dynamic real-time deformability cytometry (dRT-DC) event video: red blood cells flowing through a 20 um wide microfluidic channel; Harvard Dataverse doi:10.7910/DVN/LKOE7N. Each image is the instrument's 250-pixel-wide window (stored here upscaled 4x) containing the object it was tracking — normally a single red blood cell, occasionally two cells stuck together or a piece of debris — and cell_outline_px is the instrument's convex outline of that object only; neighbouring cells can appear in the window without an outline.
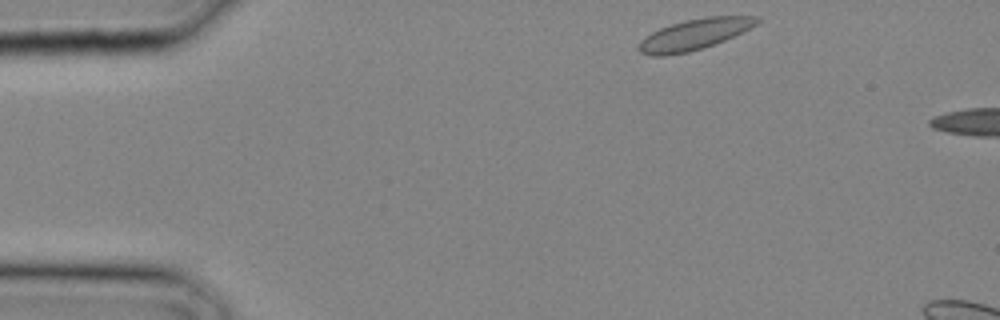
{"species": "common noctule bat (a hibernating species)", "species_latin": "Nyctalus noctula", "temperature_condition": "cold", "stored_images_in_passage": 4, "camera_frame_rate_fps": 3000, "um_per_image_px": 0.085, "animal": {"sex": "male", "body_mass_g": 20.4}, "frame": {"image": 1, "passage_image": 1, "time_ms": 0.0, "image_size_px": [1000, 320], "cell_outline_px": [[760, 20], [756, 24], [724, 40], [704, 48], [688, 52], [664, 56], [652, 56], [640, 52], [636, 48], [640, 40], [652, 32], [660, 28], [672, 24], [688, 20], [708, 16], [756, 16]], "centroid_in_image_um": [58.95, 2.94], "position_along_channel_um": 26.0, "area_um2": 20.92}}